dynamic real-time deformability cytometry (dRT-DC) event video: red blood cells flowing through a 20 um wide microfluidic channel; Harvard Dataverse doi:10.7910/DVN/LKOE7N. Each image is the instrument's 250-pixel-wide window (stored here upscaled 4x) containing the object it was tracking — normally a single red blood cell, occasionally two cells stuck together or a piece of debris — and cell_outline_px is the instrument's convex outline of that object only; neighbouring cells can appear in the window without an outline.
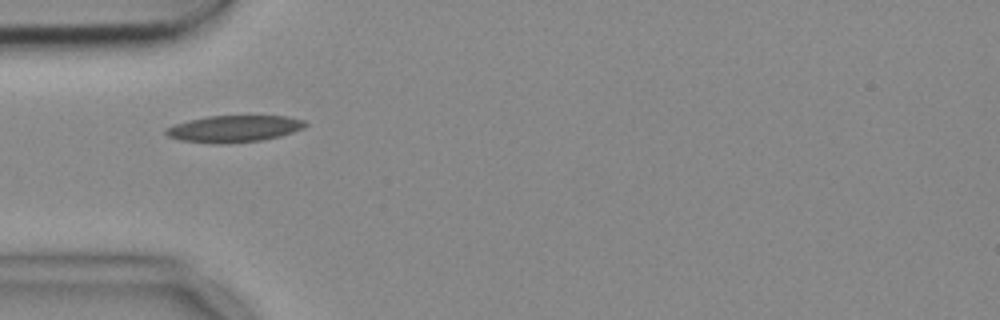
{"species": "common noctule bat (a hibernating species)", "species_latin": "Nyctalus noctula", "temperature_condition": "cold", "stored_images_in_passage": 2, "camera_frame_rate_fps": 3000, "um_per_image_px": 0.085, "animal": {"sex": "female", "body_mass_g": 18.4}, "frame": {"image": 1, "passage_image": 1, "time_ms": 0.0, "image_size_px": [1000, 320], "cell_outline_px": [[308, 124], [304, 128], [280, 136], [260, 140], [220, 144], [216, 144], [180, 140], [168, 136], [164, 132], [164, 128], [188, 120], [208, 116], [288, 116], [304, 120]], "centroid_in_image_um": [19.88, 10.94], "position_along_channel_um": 65.1, "area_um2": 21.68}}